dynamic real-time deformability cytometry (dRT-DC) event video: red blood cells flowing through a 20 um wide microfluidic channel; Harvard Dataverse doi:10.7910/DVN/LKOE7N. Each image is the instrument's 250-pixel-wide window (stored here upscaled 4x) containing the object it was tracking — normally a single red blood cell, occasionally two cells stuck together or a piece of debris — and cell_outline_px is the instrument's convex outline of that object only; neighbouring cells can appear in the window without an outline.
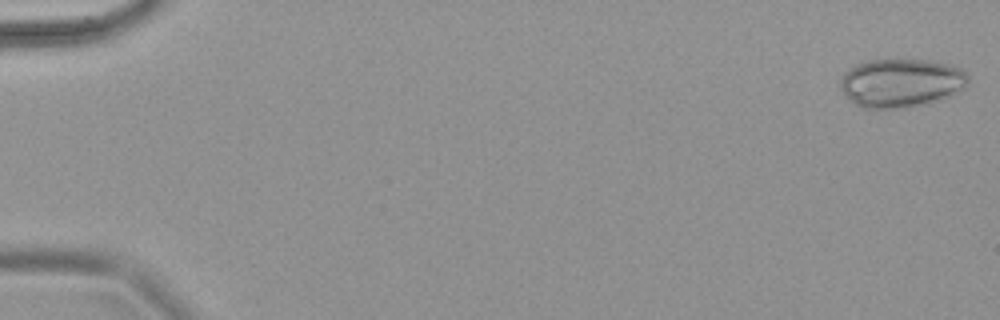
{"species": "common noctule bat (a hibernating species)", "species_latin": "Nyctalus noctula", "temperature_condition": "warm", "stored_images_in_passage": 66, "camera_frame_rate_fps": 3000, "um_per_image_px": 0.085, "animal": {"sex": "female", "body_mass_g": 18.4}, "frame": {"image": 1, "passage_image": 1, "time_ms": 0.0, "image_size_px": [1000, 320], "cell_outline_px": [[968, 84], [960, 92], [952, 96], [928, 104], [904, 108], [864, 108], [856, 104], [840, 88], [840, 76], [848, 68], [864, 60], [888, 56], [928, 60], [952, 64], [964, 68], [968, 72]], "centroid_in_image_um": [76.64, 6.99], "position_along_channel_um": 8.4, "area_um2": 37.8}}
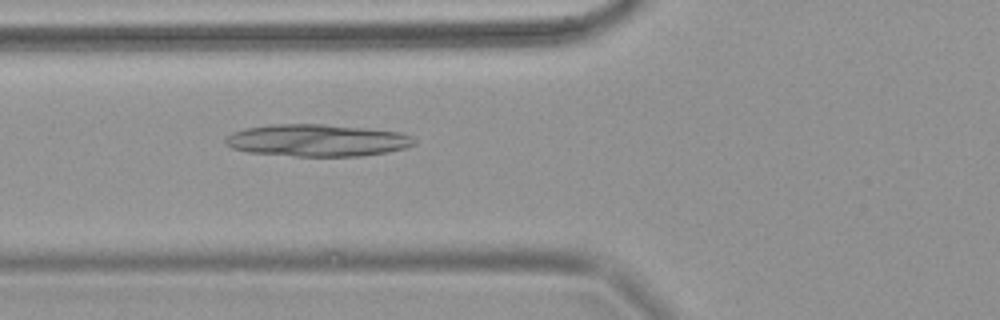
{"frame": {"image": 2, "passage_image": 26, "time_ms": 8.333, "image_size_px": [1000, 320], "cell_outline_px": [[416, 144], [404, 148], [388, 152], [360, 156], [296, 156], [248, 152], [232, 148], [224, 144], [224, 140], [232, 132], [244, 128], [272, 124], [324, 124], [368, 128], [400, 132], [412, 136], [416, 140]], "centroid_in_image_um": [26.96, 11.92], "position_along_channel_um": 98.8, "area_um2": 35.55}}
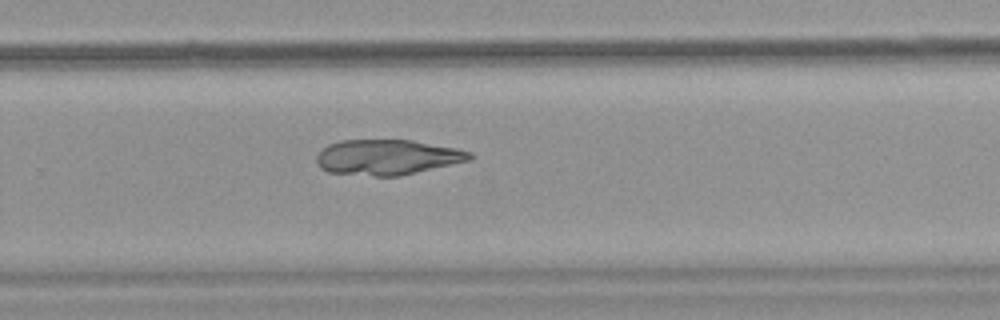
{"frame": {"image": 3, "passage_image": 45, "time_ms": 14.667, "image_size_px": [1000, 320], "cell_outline_px": [[472, 160], [400, 176], [372, 176], [328, 172], [320, 168], [316, 164], [316, 156], [328, 144], [340, 140], [412, 140], [456, 148], [472, 152]], "centroid_in_image_um": [32.92, 13.37], "position_along_channel_um": 296.9, "area_um2": 31.67}}